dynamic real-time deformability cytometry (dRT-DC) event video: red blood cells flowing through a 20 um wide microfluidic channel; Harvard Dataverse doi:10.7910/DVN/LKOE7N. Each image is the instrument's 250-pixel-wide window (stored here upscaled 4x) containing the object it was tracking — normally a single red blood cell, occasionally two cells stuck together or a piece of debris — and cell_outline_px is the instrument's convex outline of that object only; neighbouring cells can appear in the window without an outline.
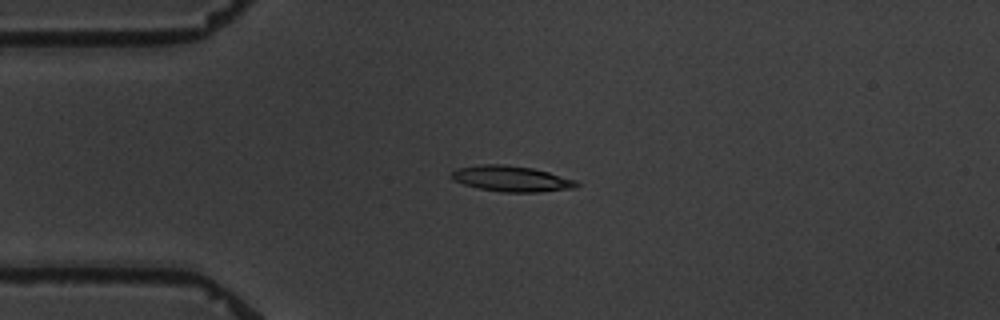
{"species": "common noctule bat (a hibernating species)", "species_latin": "Nyctalus noctula", "temperature_condition": "warm", "stored_images_in_passage": 2, "camera_frame_rate_fps": 3000, "um_per_image_px": 0.085, "animal": {"sex": "male", "body_mass_g": 19.5, "forearm_length_mm": 54.6}, "frame": {"image": 1, "passage_image": 1, "time_ms": 0.0, "image_size_px": [1000, 320], "cell_outline_px": [[580, 184], [576, 188], [540, 192], [500, 192], [476, 188], [452, 180], [448, 176], [456, 168], [480, 164], [504, 164], [532, 168], [548, 172], [576, 180]], "centroid_in_image_um": [43.43, 15.19], "position_along_channel_um": 41.6, "area_um2": 19.02}}